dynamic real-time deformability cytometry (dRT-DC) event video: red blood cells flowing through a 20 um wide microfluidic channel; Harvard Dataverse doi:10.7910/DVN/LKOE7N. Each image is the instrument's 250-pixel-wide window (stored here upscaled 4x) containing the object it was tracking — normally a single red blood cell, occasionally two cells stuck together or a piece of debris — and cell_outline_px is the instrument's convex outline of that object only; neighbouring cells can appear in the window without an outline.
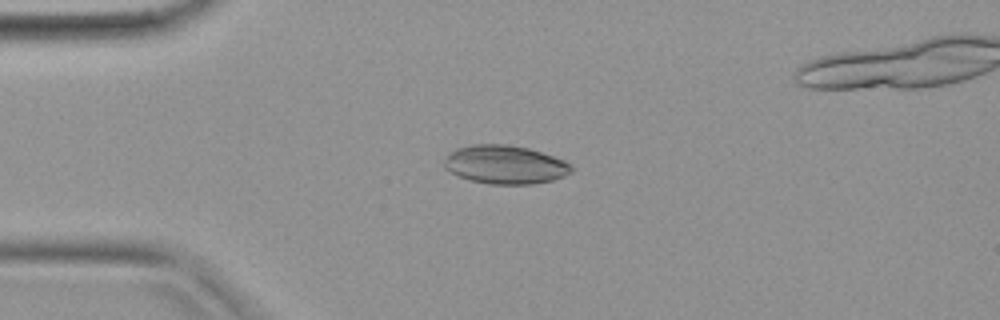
{"species": "common noctule bat (a hibernating species)", "species_latin": "Nyctalus noctula", "temperature_condition": "warm", "stored_images_in_passage": 34, "camera_frame_rate_fps": 3000, "um_per_image_px": 0.085, "animal": {"sex": "female", "body_mass_g": 19.9}, "frame": {"image": 1, "passage_image": 6, "time_ms": 1.667, "image_size_px": [1000, 320], "cell_outline_px": [[572, 172], [564, 176], [552, 180], [536, 184], [488, 184], [468, 180], [444, 168], [444, 160], [448, 152], [456, 148], [472, 144], [508, 144], [528, 148], [564, 160], [572, 164]], "centroid_in_image_um": [42.92, 13.99], "position_along_channel_um": 42.1, "area_um2": 28.78}}
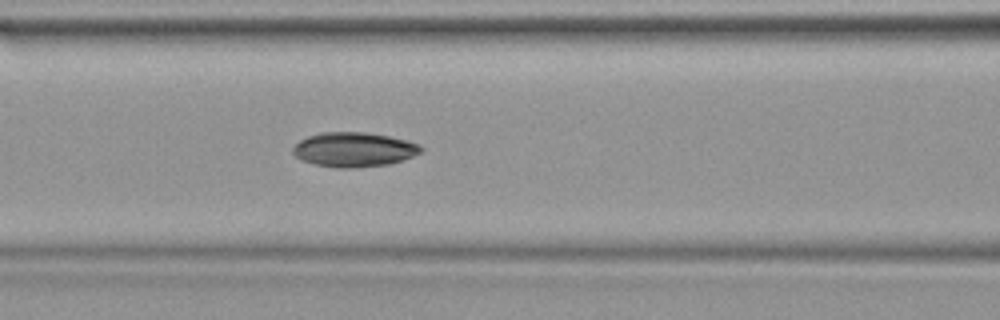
{"frame": {"image": 2, "passage_image": 13, "time_ms": 4.0, "image_size_px": [1000, 320], "cell_outline_px": [[424, 148], [420, 152], [412, 156], [388, 164], [352, 168], [336, 168], [316, 164], [300, 160], [292, 152], [292, 148], [300, 140], [308, 136], [320, 132], [368, 132], [408, 140], [420, 144]], "centroid_in_image_um": [30.07, 12.7], "position_along_channel_um": 136.5, "area_um2": 25.78}}
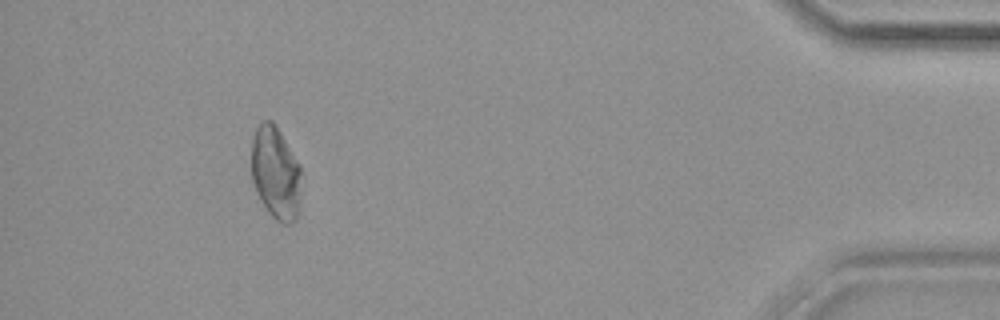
{"frame": {"image": 3, "passage_image": 33, "time_ms": 10.667, "image_size_px": [1000, 320], "cell_outline_px": [[300, 208], [296, 220], [292, 224], [284, 224], [276, 220], [268, 212], [260, 200], [256, 192], [252, 180], [252, 136], [256, 128], [264, 120], [272, 120], [276, 124], [300, 164]], "centroid_in_image_um": [23.44, 14.71], "position_along_channel_um": 411.8, "area_um2": 27.4}}